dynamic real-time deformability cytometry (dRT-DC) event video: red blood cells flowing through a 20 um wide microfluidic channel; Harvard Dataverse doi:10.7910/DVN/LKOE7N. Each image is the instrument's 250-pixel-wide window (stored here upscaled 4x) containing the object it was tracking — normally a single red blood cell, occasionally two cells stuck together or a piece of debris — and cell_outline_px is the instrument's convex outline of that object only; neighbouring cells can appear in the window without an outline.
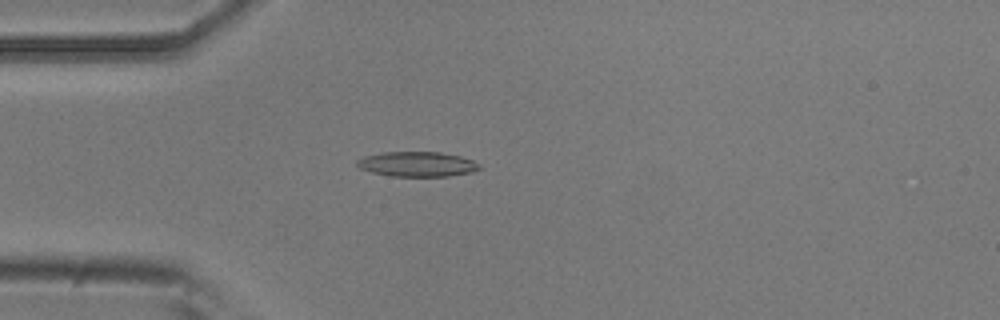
{"species": "common noctule bat (a hibernating species)", "species_latin": "Nyctalus noctula", "temperature_condition": "room temperature", "stored_images_in_passage": 4, "camera_frame_rate_fps": 3000, "um_per_image_px": 0.085, "animal": {"sex": "male", "body_mass_g": 20.5, "forearm_length_mm": 52.5}, "frame": {"image": 1, "passage_image": 3, "time_ms": 0.667, "image_size_px": [1000, 320], "cell_outline_px": [[480, 168], [472, 172], [448, 176], [392, 176], [372, 172], [360, 168], [356, 164], [356, 160], [364, 156], [384, 152], [440, 152], [460, 156], [472, 160], [480, 164]], "centroid_in_image_um": [35.46, 13.95], "position_along_channel_um": 49.5, "area_um2": 17.69}}